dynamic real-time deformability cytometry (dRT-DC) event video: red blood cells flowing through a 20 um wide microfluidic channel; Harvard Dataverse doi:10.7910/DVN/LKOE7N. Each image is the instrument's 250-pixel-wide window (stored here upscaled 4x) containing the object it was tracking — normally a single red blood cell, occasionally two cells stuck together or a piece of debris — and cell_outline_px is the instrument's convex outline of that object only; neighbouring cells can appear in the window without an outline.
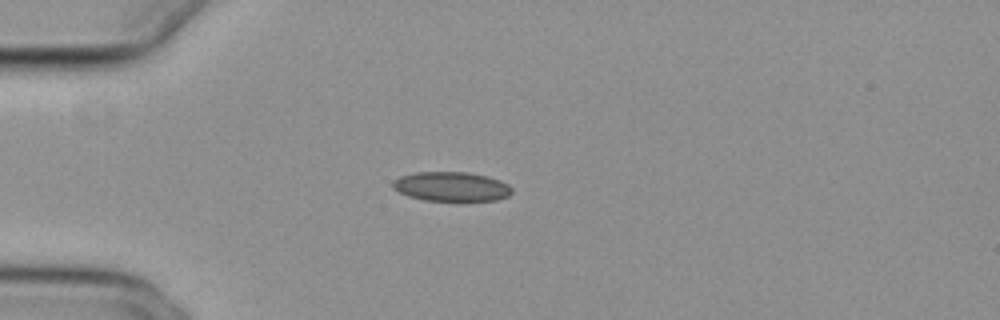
{"species": "common noctule bat (a hibernating species)", "species_latin": "Nyctalus noctula", "temperature_condition": "cold", "stored_images_in_passage": 41, "camera_frame_rate_fps": 3000, "um_per_image_px": 0.085, "animal": {"sex": "female", "body_mass_g": 29.2, "forearm_length_mm": 56.3}, "frame": {"image": 1, "passage_image": 1, "time_ms": 0.0, "image_size_px": [1000, 320], "cell_outline_px": [[512, 192], [508, 196], [496, 200], [424, 200], [408, 196], [392, 188], [392, 180], [400, 176], [416, 172], [468, 172], [488, 176], [500, 180], [508, 184], [512, 188]], "centroid_in_image_um": [38.36, 15.84], "position_along_channel_um": 46.6, "area_um2": 20.4}}
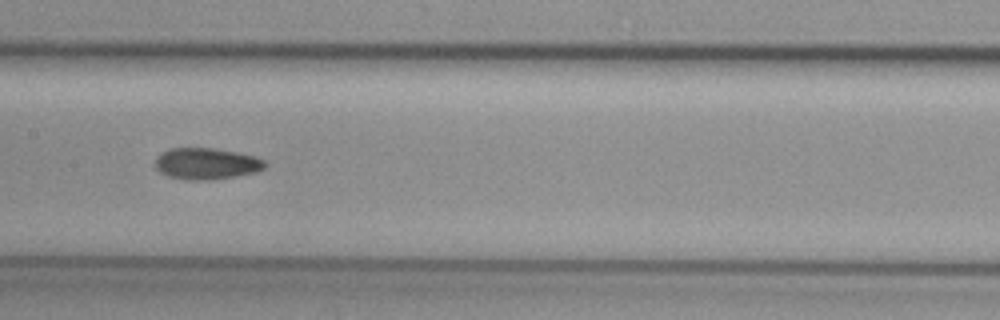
{"frame": {"image": 2, "passage_image": 14, "time_ms": 4.333, "image_size_px": [1000, 320], "cell_outline_px": [[268, 164], [264, 168], [256, 172], [232, 176], [204, 180], [184, 180], [168, 176], [160, 172], [156, 168], [156, 156], [160, 152], [168, 148], [212, 148], [236, 152], [256, 156], [264, 160]], "centroid_in_image_um": [17.52, 13.9], "position_along_channel_um": 189.9, "area_um2": 20.11}}
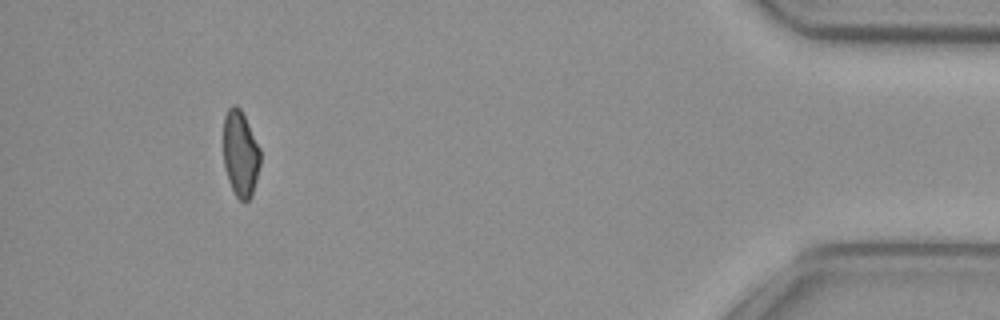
{"frame": {"image": 3, "passage_image": 37, "time_ms": 12.0, "image_size_px": [1000, 320], "cell_outline_px": [[260, 164], [252, 196], [244, 204], [236, 196], [228, 180], [224, 168], [224, 116], [228, 108], [232, 104], [236, 104], [240, 108], [260, 148]], "centroid_in_image_um": [20.43, 13.08], "position_along_channel_um": 414.8, "area_um2": 18.55}, "authors_computed_cell_mechanics": {"area_um2": 19.8832, "velocity_mm_per_s": 3.7796, "shape_relaxation_time_tau1_ms": null, "shape_relaxation_time_tau2_ms": 3.5532, "deformation_change_tau1": null, "deformation_change_tau2": 0.0937}}